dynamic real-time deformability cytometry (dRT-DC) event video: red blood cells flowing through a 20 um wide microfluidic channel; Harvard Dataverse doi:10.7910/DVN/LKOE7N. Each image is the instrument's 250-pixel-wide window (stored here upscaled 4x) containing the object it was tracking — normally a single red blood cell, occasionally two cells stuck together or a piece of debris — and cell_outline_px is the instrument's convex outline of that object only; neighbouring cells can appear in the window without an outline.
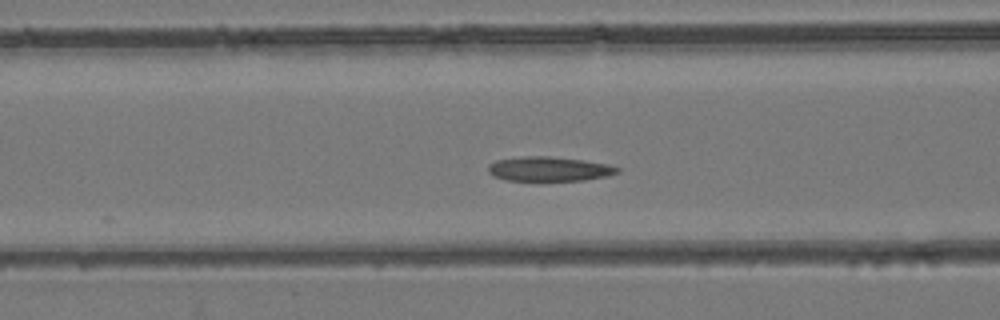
{"species": "common noctule bat (a hibernating species)", "species_latin": "Nyctalus noctula", "temperature_condition": "room temperature", "stored_images_in_passage": 46, "camera_frame_rate_fps": 3000, "um_per_image_px": 0.085, "animal": {"sex": "female", "body_mass_g": 24.6, "forearm_length_mm": 56.2}, "frame": {"image": 1, "passage_image": 17, "time_ms": 5.333, "image_size_px": [1000, 320], "cell_outline_px": [[620, 172], [608, 176], [584, 180], [508, 180], [492, 176], [488, 172], [488, 164], [496, 160], [524, 156], [548, 156], [584, 160], [608, 164], [620, 168]], "centroid_in_image_um": [46.68, 14.35], "position_along_channel_um": 119.9, "area_um2": 18.44}}
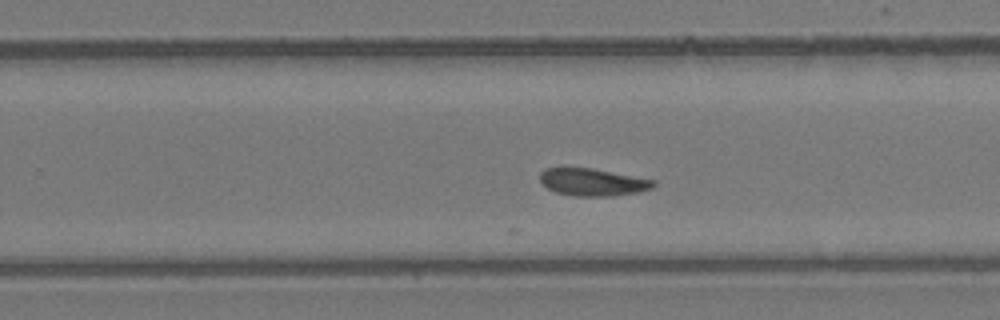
{"frame": {"image": 2, "passage_image": 28, "time_ms": 9.0, "image_size_px": [1000, 320], "cell_outline_px": [[656, 184], [652, 188], [636, 192], [612, 196], [576, 196], [556, 192], [548, 188], [540, 180], [540, 172], [544, 168], [592, 168], [656, 180]], "centroid_in_image_um": [50.39, 15.48], "position_along_channel_um": 279.4, "area_um2": 17.98}}
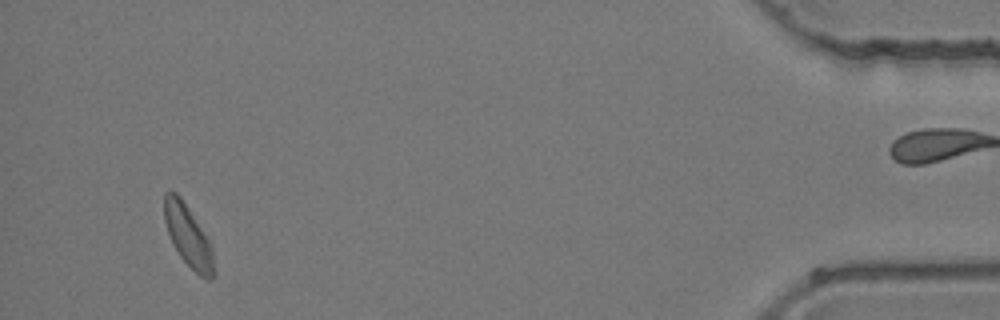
{"frame": {"image": 3, "passage_image": 43, "time_ms": 14.0, "image_size_px": [1000, 320], "cell_outline_px": [[216, 272], [212, 280], [208, 280], [200, 276], [180, 256], [172, 244], [164, 220], [164, 192], [176, 192], [180, 196], [212, 244], [216, 268]], "centroid_in_image_um": [16.03, 20.11], "position_along_channel_um": 419.2, "area_um2": 17.92}}